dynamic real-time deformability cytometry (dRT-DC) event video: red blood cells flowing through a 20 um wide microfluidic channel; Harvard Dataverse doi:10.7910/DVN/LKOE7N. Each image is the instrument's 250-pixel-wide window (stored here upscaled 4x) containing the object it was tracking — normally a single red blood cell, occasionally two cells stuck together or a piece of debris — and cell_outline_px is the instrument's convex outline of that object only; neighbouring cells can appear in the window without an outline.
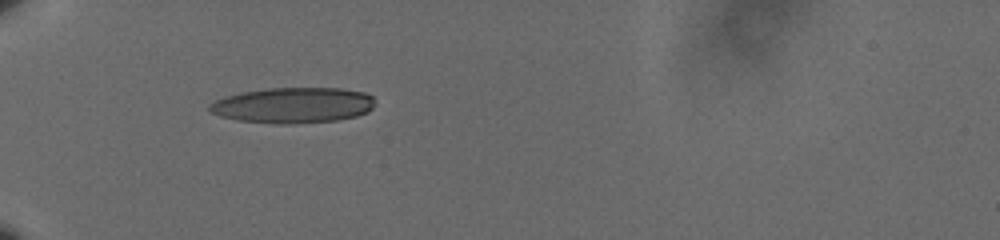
{"species": "human", "species_latin": "Homo sapiens", "temperature_condition": "cold", "stored_images_in_passage": 39, "camera_frame_rate_fps": 3000, "um_per_image_px": 0.085, "donor": {"sex": "male"}, "frame": {"image": 1, "passage_image": 1, "time_ms": 0.0, "image_size_px": [1000, 240], "cell_outline_px": [[376, 104], [368, 112], [356, 116], [336, 120], [284, 124], [280, 124], [236, 120], [220, 116], [212, 112], [208, 108], [208, 104], [224, 96], [240, 92], [268, 88], [344, 88], [364, 92], [372, 96]], "centroid_in_image_um": [24.91, 8.93], "position_along_channel_um": 60.1, "area_um2": 34.51}}
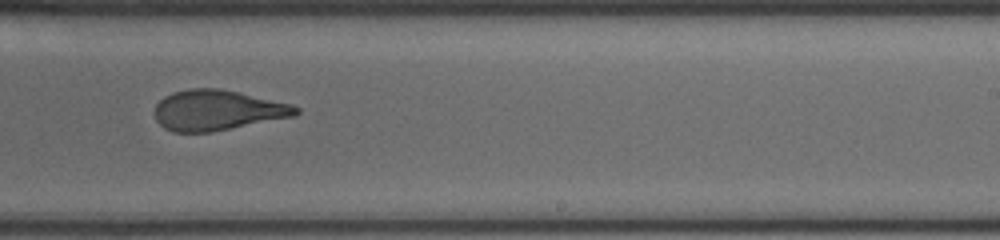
{"frame": {"image": 2, "passage_image": 20, "time_ms": 6.333, "image_size_px": [1000, 240], "cell_outline_px": [[300, 112], [292, 116], [212, 132], [172, 132], [164, 128], [156, 120], [156, 104], [164, 96], [172, 92], [188, 88], [220, 88], [292, 104], [300, 108]], "centroid_in_image_um": [18.45, 9.36], "position_along_channel_um": 270.6, "area_um2": 33.06}}
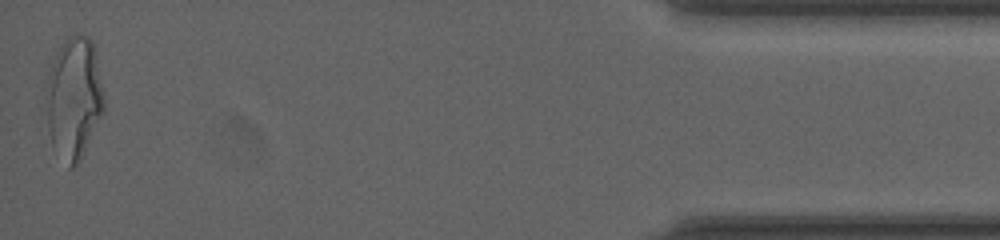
{"frame": {"image": 3, "passage_image": 39, "time_ms": 12.667, "image_size_px": [1000, 240], "cell_outline_px": [[104, 112], [80, 160], [72, 168], [68, 168], [52, 144], [48, 124], [44, 96], [48, 76], [52, 64], [64, 40], [68, 36], [76, 32], [88, 36], [92, 40], [104, 96]], "centroid_in_image_um": [6.28, 8.33], "position_along_channel_um": 428.9, "area_um2": 40.98}, "authors_computed_cell_mechanics": {"area_um2": 34.2754, "velocity_mm_per_s": 3.5968, "shape_relaxation_time_tau1_ms": 8.1678, "shape_relaxation_time_tau2_ms": 1.4155, "deformation_change_tau1": 0.2453, "deformation_change_tau2": 0.0966}}